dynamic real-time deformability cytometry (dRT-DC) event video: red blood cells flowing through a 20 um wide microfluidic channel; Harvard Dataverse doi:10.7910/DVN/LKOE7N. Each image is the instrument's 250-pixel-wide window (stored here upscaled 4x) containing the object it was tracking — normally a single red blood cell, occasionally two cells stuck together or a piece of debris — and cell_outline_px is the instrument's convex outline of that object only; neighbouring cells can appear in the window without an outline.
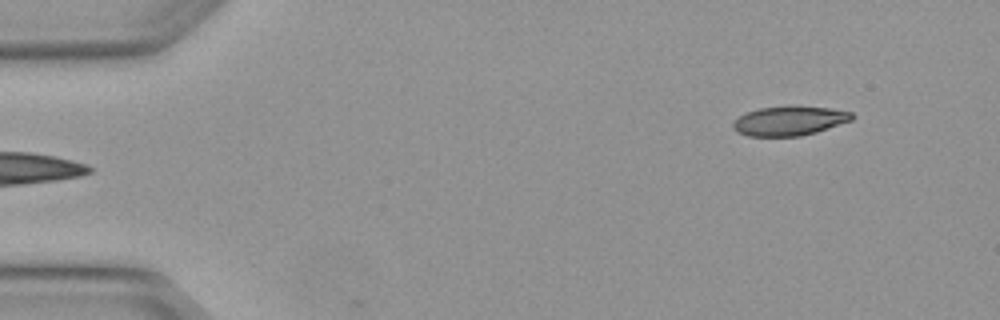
{"species": "Egyptian fruit bat (a non-hibernating species)", "species_latin": "Rousettus aegyptiacus", "temperature_condition": "warm", "stored_images_in_passage": 5, "camera_frame_rate_fps": 3000, "um_per_image_px": 0.085, "animal": {"sex": "female"}, "frame": {"image": 1, "passage_image": 5, "time_ms": 1.333, "image_size_px": [1000, 320], "cell_outline_px": [[856, 116], [852, 120], [816, 132], [800, 136], [748, 136], [736, 132], [732, 128], [732, 124], [740, 116], [748, 112], [760, 108], [832, 108], [852, 112]], "centroid_in_image_um": [67.11, 10.31], "position_along_channel_um": 17.9, "area_um2": 19.71}}